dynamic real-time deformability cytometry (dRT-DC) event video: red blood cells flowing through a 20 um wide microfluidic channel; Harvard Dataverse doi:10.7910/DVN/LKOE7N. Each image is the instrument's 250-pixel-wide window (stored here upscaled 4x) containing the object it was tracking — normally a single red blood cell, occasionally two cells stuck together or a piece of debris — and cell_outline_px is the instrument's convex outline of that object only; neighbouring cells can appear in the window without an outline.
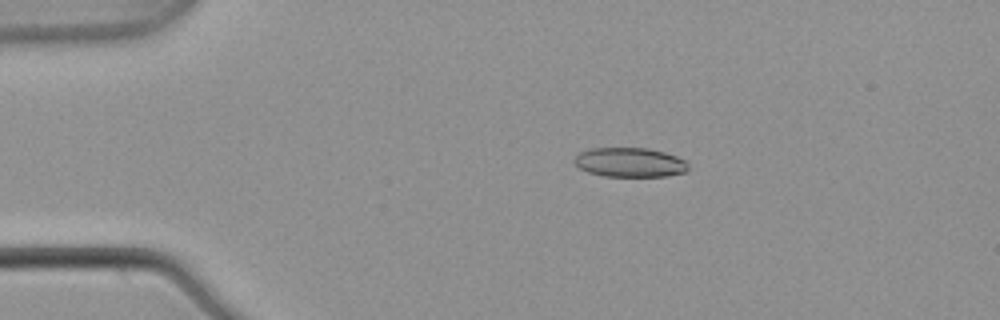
{"species": "common noctule bat (a hibernating species)", "species_latin": "Nyctalus noctula", "temperature_condition": "warm", "stored_images_in_passage": 4, "camera_frame_rate_fps": 3000, "um_per_image_px": 0.085, "animal": {"sex": "male", "body_mass_g": 21.5, "forearm_length_mm": 52.0}, "frame": {"image": 1, "passage_image": 2, "time_ms": 0.333, "image_size_px": [1000, 320], "cell_outline_px": [[688, 168], [684, 172], [668, 176], [604, 176], [588, 172], [580, 168], [572, 160], [580, 152], [592, 148], [648, 148], [664, 152], [676, 156], [684, 160], [688, 164]], "centroid_in_image_um": [53.53, 13.8], "position_along_channel_um": 31.5, "area_um2": 19.42}}
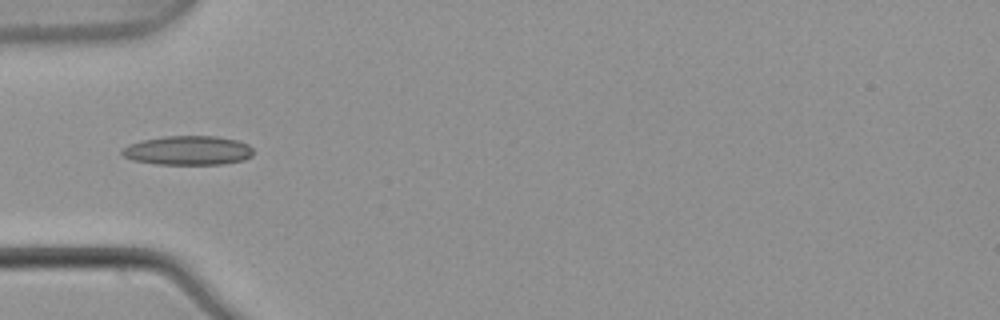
{"frame": {"image": 2, "passage_image": 4, "time_ms": 1.0, "image_size_px": [1000, 320], "cell_outline_px": [[252, 156], [244, 160], [224, 164], [156, 164], [132, 160], [124, 156], [120, 152], [128, 144], [140, 140], [164, 136], [216, 136], [236, 140], [248, 144], [252, 148]], "centroid_in_image_um": [15.97, 12.78], "position_along_channel_um": 69.0, "area_um2": 22.43}}